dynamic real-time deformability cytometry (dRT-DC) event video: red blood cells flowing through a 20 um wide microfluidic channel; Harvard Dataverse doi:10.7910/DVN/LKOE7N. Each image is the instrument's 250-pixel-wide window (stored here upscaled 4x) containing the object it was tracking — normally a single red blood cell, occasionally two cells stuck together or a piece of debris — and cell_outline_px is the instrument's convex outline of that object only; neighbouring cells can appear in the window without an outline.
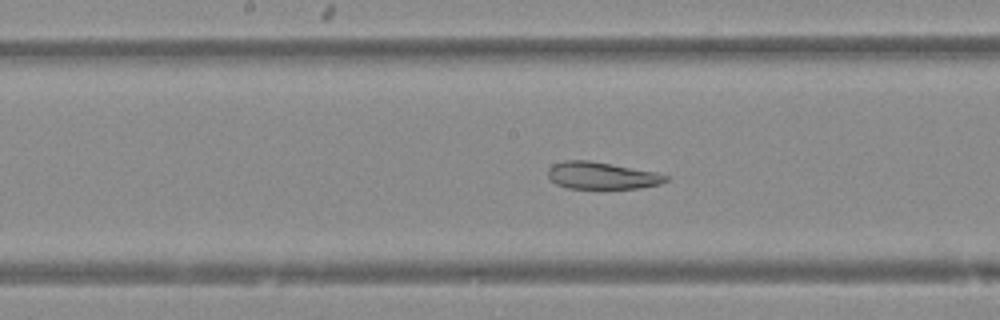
{"species": "Egyptian fruit bat (a non-hibernating species)", "species_latin": "Rousettus aegyptiacus", "temperature_condition": "warm", "stored_images_in_passage": 50, "camera_frame_rate_fps": 3000, "um_per_image_px": 0.085, "animal": {"sex": "female"}, "frame": {"image": 1, "passage_image": 26, "time_ms": 8.333, "image_size_px": [1000, 320], "cell_outline_px": [[668, 180], [660, 184], [640, 188], [568, 188], [556, 184], [548, 176], [548, 168], [552, 164], [564, 160], [588, 160], [656, 172], [668, 176]], "centroid_in_image_um": [51.13, 14.92], "position_along_channel_um": 197.1, "area_um2": 18.5}}
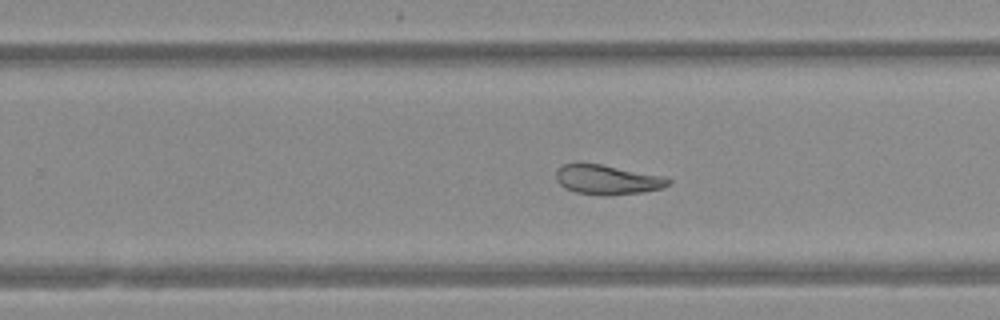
{"frame": {"image": 2, "passage_image": 32, "time_ms": 10.333, "image_size_px": [1000, 320], "cell_outline_px": [[672, 184], [664, 188], [644, 192], [608, 196], [604, 196], [576, 192], [564, 188], [556, 180], [556, 172], [564, 164], [600, 164], [660, 176], [672, 180]], "centroid_in_image_um": [51.65, 15.3], "position_along_channel_um": 278.2, "area_um2": 19.19}}
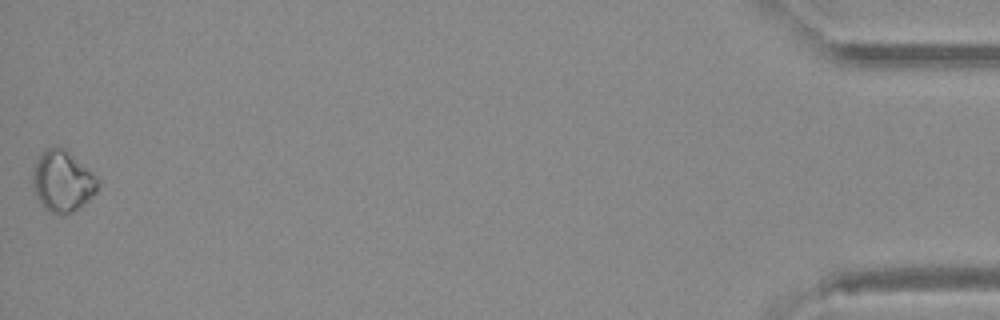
{"frame": {"image": 3, "passage_image": 50, "time_ms": 16.333, "image_size_px": [1000, 320], "cell_outline_px": [[100, 184], [96, 192], [88, 200], [72, 212], [60, 216], [48, 212], [44, 208], [36, 196], [32, 176], [36, 164], [40, 156], [48, 148], [64, 148], [96, 176], [100, 180]], "centroid_in_image_um": [5.33, 15.46], "position_along_channel_um": 429.9, "area_um2": 22.77}}